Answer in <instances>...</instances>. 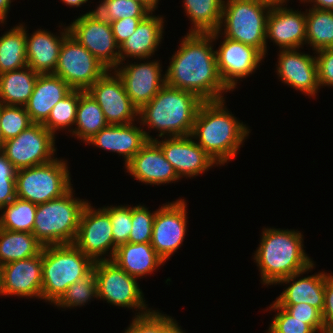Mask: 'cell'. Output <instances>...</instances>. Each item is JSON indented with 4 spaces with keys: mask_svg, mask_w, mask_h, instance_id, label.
Returning <instances> with one entry per match:
<instances>
[{
    "mask_svg": "<svg viewBox=\"0 0 333 333\" xmlns=\"http://www.w3.org/2000/svg\"><path fill=\"white\" fill-rule=\"evenodd\" d=\"M220 34L219 31L187 33L171 57L165 72L166 84L194 93L204 102L223 100L224 92L230 90L220 77L216 52L211 44Z\"/></svg>",
    "mask_w": 333,
    "mask_h": 333,
    "instance_id": "1",
    "label": "cell"
},
{
    "mask_svg": "<svg viewBox=\"0 0 333 333\" xmlns=\"http://www.w3.org/2000/svg\"><path fill=\"white\" fill-rule=\"evenodd\" d=\"M250 129L225 107V99L203 102L197 112L192 138L218 165L234 159Z\"/></svg>",
    "mask_w": 333,
    "mask_h": 333,
    "instance_id": "2",
    "label": "cell"
},
{
    "mask_svg": "<svg viewBox=\"0 0 333 333\" xmlns=\"http://www.w3.org/2000/svg\"><path fill=\"white\" fill-rule=\"evenodd\" d=\"M300 231L263 228L254 260L264 285H277L286 277L308 269L314 262L303 248Z\"/></svg>",
    "mask_w": 333,
    "mask_h": 333,
    "instance_id": "3",
    "label": "cell"
},
{
    "mask_svg": "<svg viewBox=\"0 0 333 333\" xmlns=\"http://www.w3.org/2000/svg\"><path fill=\"white\" fill-rule=\"evenodd\" d=\"M203 102L194 93L165 84L149 103L139 109L137 120L149 129L160 131L158 137L189 136Z\"/></svg>",
    "mask_w": 333,
    "mask_h": 333,
    "instance_id": "4",
    "label": "cell"
},
{
    "mask_svg": "<svg viewBox=\"0 0 333 333\" xmlns=\"http://www.w3.org/2000/svg\"><path fill=\"white\" fill-rule=\"evenodd\" d=\"M94 263L74 243L44 246L42 299L54 304L70 285L93 270Z\"/></svg>",
    "mask_w": 333,
    "mask_h": 333,
    "instance_id": "5",
    "label": "cell"
},
{
    "mask_svg": "<svg viewBox=\"0 0 333 333\" xmlns=\"http://www.w3.org/2000/svg\"><path fill=\"white\" fill-rule=\"evenodd\" d=\"M73 188L62 197L38 204L32 234L44 245L73 244L88 201L73 198Z\"/></svg>",
    "mask_w": 333,
    "mask_h": 333,
    "instance_id": "6",
    "label": "cell"
},
{
    "mask_svg": "<svg viewBox=\"0 0 333 333\" xmlns=\"http://www.w3.org/2000/svg\"><path fill=\"white\" fill-rule=\"evenodd\" d=\"M271 7L272 5L258 0L224 1L218 31L224 29L223 37L253 46L265 56L266 22Z\"/></svg>",
    "mask_w": 333,
    "mask_h": 333,
    "instance_id": "7",
    "label": "cell"
},
{
    "mask_svg": "<svg viewBox=\"0 0 333 333\" xmlns=\"http://www.w3.org/2000/svg\"><path fill=\"white\" fill-rule=\"evenodd\" d=\"M66 162L55 158L42 165L17 170L16 197L36 205L62 197L73 185Z\"/></svg>",
    "mask_w": 333,
    "mask_h": 333,
    "instance_id": "8",
    "label": "cell"
},
{
    "mask_svg": "<svg viewBox=\"0 0 333 333\" xmlns=\"http://www.w3.org/2000/svg\"><path fill=\"white\" fill-rule=\"evenodd\" d=\"M93 270L96 274L98 298L115 306L133 308L136 311L139 309L137 316L151 311L145 303L137 278L130 276L115 262L110 259L96 261Z\"/></svg>",
    "mask_w": 333,
    "mask_h": 333,
    "instance_id": "9",
    "label": "cell"
},
{
    "mask_svg": "<svg viewBox=\"0 0 333 333\" xmlns=\"http://www.w3.org/2000/svg\"><path fill=\"white\" fill-rule=\"evenodd\" d=\"M108 69L69 33L63 40L53 74L73 90L86 91Z\"/></svg>",
    "mask_w": 333,
    "mask_h": 333,
    "instance_id": "10",
    "label": "cell"
},
{
    "mask_svg": "<svg viewBox=\"0 0 333 333\" xmlns=\"http://www.w3.org/2000/svg\"><path fill=\"white\" fill-rule=\"evenodd\" d=\"M69 33L108 70L119 65V46L115 42L111 23L95 10L78 17L69 26Z\"/></svg>",
    "mask_w": 333,
    "mask_h": 333,
    "instance_id": "11",
    "label": "cell"
},
{
    "mask_svg": "<svg viewBox=\"0 0 333 333\" xmlns=\"http://www.w3.org/2000/svg\"><path fill=\"white\" fill-rule=\"evenodd\" d=\"M55 139L43 124L33 123L16 137L5 141L1 151L17 170L29 168L55 159Z\"/></svg>",
    "mask_w": 333,
    "mask_h": 333,
    "instance_id": "12",
    "label": "cell"
},
{
    "mask_svg": "<svg viewBox=\"0 0 333 333\" xmlns=\"http://www.w3.org/2000/svg\"><path fill=\"white\" fill-rule=\"evenodd\" d=\"M74 244L94 262L109 260L103 257L105 255L112 260L117 246L113 241L110 216L103 207L94 209L90 202L86 204ZM108 251L111 255L106 254Z\"/></svg>",
    "mask_w": 333,
    "mask_h": 333,
    "instance_id": "13",
    "label": "cell"
},
{
    "mask_svg": "<svg viewBox=\"0 0 333 333\" xmlns=\"http://www.w3.org/2000/svg\"><path fill=\"white\" fill-rule=\"evenodd\" d=\"M110 72L107 70L86 91L99 104L109 125L132 123L139 110L127 95L118 74L114 71L112 76Z\"/></svg>",
    "mask_w": 333,
    "mask_h": 333,
    "instance_id": "14",
    "label": "cell"
},
{
    "mask_svg": "<svg viewBox=\"0 0 333 333\" xmlns=\"http://www.w3.org/2000/svg\"><path fill=\"white\" fill-rule=\"evenodd\" d=\"M186 205L184 199H178L165 203L156 210L151 245L164 261H167L184 241L188 222Z\"/></svg>",
    "mask_w": 333,
    "mask_h": 333,
    "instance_id": "15",
    "label": "cell"
},
{
    "mask_svg": "<svg viewBox=\"0 0 333 333\" xmlns=\"http://www.w3.org/2000/svg\"><path fill=\"white\" fill-rule=\"evenodd\" d=\"M215 52L220 77L231 91L238 79L252 74L265 57L257 48L225 37Z\"/></svg>",
    "mask_w": 333,
    "mask_h": 333,
    "instance_id": "16",
    "label": "cell"
},
{
    "mask_svg": "<svg viewBox=\"0 0 333 333\" xmlns=\"http://www.w3.org/2000/svg\"><path fill=\"white\" fill-rule=\"evenodd\" d=\"M165 137L154 141L160 146L165 158L173 166L178 177H195L218 164L211 158L192 136ZM216 164V165H215Z\"/></svg>",
    "mask_w": 333,
    "mask_h": 333,
    "instance_id": "17",
    "label": "cell"
},
{
    "mask_svg": "<svg viewBox=\"0 0 333 333\" xmlns=\"http://www.w3.org/2000/svg\"><path fill=\"white\" fill-rule=\"evenodd\" d=\"M158 61L144 63L120 64L114 71L121 78L125 91L138 110L159 92L166 84L165 74Z\"/></svg>",
    "mask_w": 333,
    "mask_h": 333,
    "instance_id": "18",
    "label": "cell"
},
{
    "mask_svg": "<svg viewBox=\"0 0 333 333\" xmlns=\"http://www.w3.org/2000/svg\"><path fill=\"white\" fill-rule=\"evenodd\" d=\"M41 290L42 252L0 266V295L42 299Z\"/></svg>",
    "mask_w": 333,
    "mask_h": 333,
    "instance_id": "19",
    "label": "cell"
},
{
    "mask_svg": "<svg viewBox=\"0 0 333 333\" xmlns=\"http://www.w3.org/2000/svg\"><path fill=\"white\" fill-rule=\"evenodd\" d=\"M273 5L266 22V39L280 50L299 49L306 41V12Z\"/></svg>",
    "mask_w": 333,
    "mask_h": 333,
    "instance_id": "20",
    "label": "cell"
},
{
    "mask_svg": "<svg viewBox=\"0 0 333 333\" xmlns=\"http://www.w3.org/2000/svg\"><path fill=\"white\" fill-rule=\"evenodd\" d=\"M277 75L282 82L306 95L315 97L320 88L316 55L303 54L297 49L279 50Z\"/></svg>",
    "mask_w": 333,
    "mask_h": 333,
    "instance_id": "21",
    "label": "cell"
},
{
    "mask_svg": "<svg viewBox=\"0 0 333 333\" xmlns=\"http://www.w3.org/2000/svg\"><path fill=\"white\" fill-rule=\"evenodd\" d=\"M125 168L127 173L145 184L161 185L180 179L154 140H148Z\"/></svg>",
    "mask_w": 333,
    "mask_h": 333,
    "instance_id": "22",
    "label": "cell"
},
{
    "mask_svg": "<svg viewBox=\"0 0 333 333\" xmlns=\"http://www.w3.org/2000/svg\"><path fill=\"white\" fill-rule=\"evenodd\" d=\"M134 122L125 125H108L93 135L85 143L100 149L117 152L124 157L125 165L141 150L148 140H154L149 132L134 126Z\"/></svg>",
    "mask_w": 333,
    "mask_h": 333,
    "instance_id": "23",
    "label": "cell"
},
{
    "mask_svg": "<svg viewBox=\"0 0 333 333\" xmlns=\"http://www.w3.org/2000/svg\"><path fill=\"white\" fill-rule=\"evenodd\" d=\"M73 89L53 73L39 74L29 101L24 106L33 123L43 124L51 109Z\"/></svg>",
    "mask_w": 333,
    "mask_h": 333,
    "instance_id": "24",
    "label": "cell"
},
{
    "mask_svg": "<svg viewBox=\"0 0 333 333\" xmlns=\"http://www.w3.org/2000/svg\"><path fill=\"white\" fill-rule=\"evenodd\" d=\"M314 263L306 270L293 274L289 277L281 279L277 284H288L290 285L278 296L275 302L278 305H296L299 303H308L312 307L323 311L324 306V287L325 278L328 275L325 272H320L315 275L300 277L303 273L308 270L311 271L314 267ZM298 279V280H296ZM292 282V283H291Z\"/></svg>",
    "mask_w": 333,
    "mask_h": 333,
    "instance_id": "25",
    "label": "cell"
},
{
    "mask_svg": "<svg viewBox=\"0 0 333 333\" xmlns=\"http://www.w3.org/2000/svg\"><path fill=\"white\" fill-rule=\"evenodd\" d=\"M60 34L38 29L29 37L26 31L27 66L39 74L54 73L63 40L69 34L68 26Z\"/></svg>",
    "mask_w": 333,
    "mask_h": 333,
    "instance_id": "26",
    "label": "cell"
},
{
    "mask_svg": "<svg viewBox=\"0 0 333 333\" xmlns=\"http://www.w3.org/2000/svg\"><path fill=\"white\" fill-rule=\"evenodd\" d=\"M164 19L149 14L136 27L135 32L119 46V64L123 65L125 57L145 60L158 49L164 33Z\"/></svg>",
    "mask_w": 333,
    "mask_h": 333,
    "instance_id": "27",
    "label": "cell"
},
{
    "mask_svg": "<svg viewBox=\"0 0 333 333\" xmlns=\"http://www.w3.org/2000/svg\"><path fill=\"white\" fill-rule=\"evenodd\" d=\"M112 261L135 278H143L156 271L163 263L165 264L151 243L121 244L117 246Z\"/></svg>",
    "mask_w": 333,
    "mask_h": 333,
    "instance_id": "28",
    "label": "cell"
},
{
    "mask_svg": "<svg viewBox=\"0 0 333 333\" xmlns=\"http://www.w3.org/2000/svg\"><path fill=\"white\" fill-rule=\"evenodd\" d=\"M39 73L29 66L0 74V103L25 106L34 90Z\"/></svg>",
    "mask_w": 333,
    "mask_h": 333,
    "instance_id": "29",
    "label": "cell"
},
{
    "mask_svg": "<svg viewBox=\"0 0 333 333\" xmlns=\"http://www.w3.org/2000/svg\"><path fill=\"white\" fill-rule=\"evenodd\" d=\"M43 247L32 233L0 228V266L34 257L42 252Z\"/></svg>",
    "mask_w": 333,
    "mask_h": 333,
    "instance_id": "30",
    "label": "cell"
},
{
    "mask_svg": "<svg viewBox=\"0 0 333 333\" xmlns=\"http://www.w3.org/2000/svg\"><path fill=\"white\" fill-rule=\"evenodd\" d=\"M75 129H68L74 137L86 142L101 129L107 127L104 113L95 99L87 92L79 90Z\"/></svg>",
    "mask_w": 333,
    "mask_h": 333,
    "instance_id": "31",
    "label": "cell"
},
{
    "mask_svg": "<svg viewBox=\"0 0 333 333\" xmlns=\"http://www.w3.org/2000/svg\"><path fill=\"white\" fill-rule=\"evenodd\" d=\"M184 9L193 27L189 33H211L218 31L224 0H183Z\"/></svg>",
    "mask_w": 333,
    "mask_h": 333,
    "instance_id": "32",
    "label": "cell"
},
{
    "mask_svg": "<svg viewBox=\"0 0 333 333\" xmlns=\"http://www.w3.org/2000/svg\"><path fill=\"white\" fill-rule=\"evenodd\" d=\"M26 66V29L20 24L0 37V74Z\"/></svg>",
    "mask_w": 333,
    "mask_h": 333,
    "instance_id": "33",
    "label": "cell"
},
{
    "mask_svg": "<svg viewBox=\"0 0 333 333\" xmlns=\"http://www.w3.org/2000/svg\"><path fill=\"white\" fill-rule=\"evenodd\" d=\"M306 9V41L312 50L333 47V10Z\"/></svg>",
    "mask_w": 333,
    "mask_h": 333,
    "instance_id": "34",
    "label": "cell"
},
{
    "mask_svg": "<svg viewBox=\"0 0 333 333\" xmlns=\"http://www.w3.org/2000/svg\"><path fill=\"white\" fill-rule=\"evenodd\" d=\"M37 205L16 197L11 203L3 206L0 215V228L19 232L32 233Z\"/></svg>",
    "mask_w": 333,
    "mask_h": 333,
    "instance_id": "35",
    "label": "cell"
},
{
    "mask_svg": "<svg viewBox=\"0 0 333 333\" xmlns=\"http://www.w3.org/2000/svg\"><path fill=\"white\" fill-rule=\"evenodd\" d=\"M94 10L108 22L127 17H147L152 13L140 0H103Z\"/></svg>",
    "mask_w": 333,
    "mask_h": 333,
    "instance_id": "36",
    "label": "cell"
},
{
    "mask_svg": "<svg viewBox=\"0 0 333 333\" xmlns=\"http://www.w3.org/2000/svg\"><path fill=\"white\" fill-rule=\"evenodd\" d=\"M93 297L98 298L96 274L94 270L84 278L70 285L54 305L61 308L85 306Z\"/></svg>",
    "mask_w": 333,
    "mask_h": 333,
    "instance_id": "37",
    "label": "cell"
},
{
    "mask_svg": "<svg viewBox=\"0 0 333 333\" xmlns=\"http://www.w3.org/2000/svg\"><path fill=\"white\" fill-rule=\"evenodd\" d=\"M78 100L79 90H72L65 98L54 105L43 125L54 135L58 129H65L74 125Z\"/></svg>",
    "mask_w": 333,
    "mask_h": 333,
    "instance_id": "38",
    "label": "cell"
},
{
    "mask_svg": "<svg viewBox=\"0 0 333 333\" xmlns=\"http://www.w3.org/2000/svg\"><path fill=\"white\" fill-rule=\"evenodd\" d=\"M33 124L24 106L1 104L0 128L4 142Z\"/></svg>",
    "mask_w": 333,
    "mask_h": 333,
    "instance_id": "39",
    "label": "cell"
},
{
    "mask_svg": "<svg viewBox=\"0 0 333 333\" xmlns=\"http://www.w3.org/2000/svg\"><path fill=\"white\" fill-rule=\"evenodd\" d=\"M175 324L176 321L171 316L151 310L139 316L135 313L131 324L124 333H167Z\"/></svg>",
    "mask_w": 333,
    "mask_h": 333,
    "instance_id": "40",
    "label": "cell"
},
{
    "mask_svg": "<svg viewBox=\"0 0 333 333\" xmlns=\"http://www.w3.org/2000/svg\"><path fill=\"white\" fill-rule=\"evenodd\" d=\"M156 211L151 213L144 205L131 207L132 228L129 243H151Z\"/></svg>",
    "mask_w": 333,
    "mask_h": 333,
    "instance_id": "41",
    "label": "cell"
},
{
    "mask_svg": "<svg viewBox=\"0 0 333 333\" xmlns=\"http://www.w3.org/2000/svg\"><path fill=\"white\" fill-rule=\"evenodd\" d=\"M270 306L271 310H278V312L277 315L275 314L267 333H316L309 324L294 318L275 301Z\"/></svg>",
    "mask_w": 333,
    "mask_h": 333,
    "instance_id": "42",
    "label": "cell"
},
{
    "mask_svg": "<svg viewBox=\"0 0 333 333\" xmlns=\"http://www.w3.org/2000/svg\"><path fill=\"white\" fill-rule=\"evenodd\" d=\"M109 214L112 223L113 241L116 246L129 242L131 233V206L103 207Z\"/></svg>",
    "mask_w": 333,
    "mask_h": 333,
    "instance_id": "43",
    "label": "cell"
},
{
    "mask_svg": "<svg viewBox=\"0 0 333 333\" xmlns=\"http://www.w3.org/2000/svg\"><path fill=\"white\" fill-rule=\"evenodd\" d=\"M16 173L17 169L0 151V209L16 198Z\"/></svg>",
    "mask_w": 333,
    "mask_h": 333,
    "instance_id": "44",
    "label": "cell"
},
{
    "mask_svg": "<svg viewBox=\"0 0 333 333\" xmlns=\"http://www.w3.org/2000/svg\"><path fill=\"white\" fill-rule=\"evenodd\" d=\"M279 306L283 307L294 318L309 324L316 332L324 333L322 312L319 309L312 307L308 303Z\"/></svg>",
    "mask_w": 333,
    "mask_h": 333,
    "instance_id": "45",
    "label": "cell"
},
{
    "mask_svg": "<svg viewBox=\"0 0 333 333\" xmlns=\"http://www.w3.org/2000/svg\"><path fill=\"white\" fill-rule=\"evenodd\" d=\"M319 86H333V47L315 52Z\"/></svg>",
    "mask_w": 333,
    "mask_h": 333,
    "instance_id": "46",
    "label": "cell"
},
{
    "mask_svg": "<svg viewBox=\"0 0 333 333\" xmlns=\"http://www.w3.org/2000/svg\"><path fill=\"white\" fill-rule=\"evenodd\" d=\"M146 17H127L119 20H114L111 23L115 42L120 46L124 41L131 36L138 24Z\"/></svg>",
    "mask_w": 333,
    "mask_h": 333,
    "instance_id": "47",
    "label": "cell"
},
{
    "mask_svg": "<svg viewBox=\"0 0 333 333\" xmlns=\"http://www.w3.org/2000/svg\"><path fill=\"white\" fill-rule=\"evenodd\" d=\"M324 333L333 331V275L325 278L324 306L322 311Z\"/></svg>",
    "mask_w": 333,
    "mask_h": 333,
    "instance_id": "48",
    "label": "cell"
},
{
    "mask_svg": "<svg viewBox=\"0 0 333 333\" xmlns=\"http://www.w3.org/2000/svg\"><path fill=\"white\" fill-rule=\"evenodd\" d=\"M301 2H312V8L315 9H326V10H333V0H300Z\"/></svg>",
    "mask_w": 333,
    "mask_h": 333,
    "instance_id": "49",
    "label": "cell"
},
{
    "mask_svg": "<svg viewBox=\"0 0 333 333\" xmlns=\"http://www.w3.org/2000/svg\"><path fill=\"white\" fill-rule=\"evenodd\" d=\"M11 0H0V24L7 19L8 10L10 9Z\"/></svg>",
    "mask_w": 333,
    "mask_h": 333,
    "instance_id": "50",
    "label": "cell"
},
{
    "mask_svg": "<svg viewBox=\"0 0 333 333\" xmlns=\"http://www.w3.org/2000/svg\"><path fill=\"white\" fill-rule=\"evenodd\" d=\"M62 2H64L66 5L69 6H75V7H79L82 4L88 2V0H61Z\"/></svg>",
    "mask_w": 333,
    "mask_h": 333,
    "instance_id": "51",
    "label": "cell"
},
{
    "mask_svg": "<svg viewBox=\"0 0 333 333\" xmlns=\"http://www.w3.org/2000/svg\"><path fill=\"white\" fill-rule=\"evenodd\" d=\"M142 1L147 7H149L153 12L157 8V4L159 0H140Z\"/></svg>",
    "mask_w": 333,
    "mask_h": 333,
    "instance_id": "52",
    "label": "cell"
},
{
    "mask_svg": "<svg viewBox=\"0 0 333 333\" xmlns=\"http://www.w3.org/2000/svg\"><path fill=\"white\" fill-rule=\"evenodd\" d=\"M258 1H263V2H266L270 5H285L287 0H258Z\"/></svg>",
    "mask_w": 333,
    "mask_h": 333,
    "instance_id": "53",
    "label": "cell"
},
{
    "mask_svg": "<svg viewBox=\"0 0 333 333\" xmlns=\"http://www.w3.org/2000/svg\"><path fill=\"white\" fill-rule=\"evenodd\" d=\"M181 326L176 323L167 333H184L182 329H180Z\"/></svg>",
    "mask_w": 333,
    "mask_h": 333,
    "instance_id": "54",
    "label": "cell"
},
{
    "mask_svg": "<svg viewBox=\"0 0 333 333\" xmlns=\"http://www.w3.org/2000/svg\"><path fill=\"white\" fill-rule=\"evenodd\" d=\"M0 115H1V103H0ZM3 144H4V139H3V136L1 133V128H0V151L2 150Z\"/></svg>",
    "mask_w": 333,
    "mask_h": 333,
    "instance_id": "55",
    "label": "cell"
}]
</instances>
